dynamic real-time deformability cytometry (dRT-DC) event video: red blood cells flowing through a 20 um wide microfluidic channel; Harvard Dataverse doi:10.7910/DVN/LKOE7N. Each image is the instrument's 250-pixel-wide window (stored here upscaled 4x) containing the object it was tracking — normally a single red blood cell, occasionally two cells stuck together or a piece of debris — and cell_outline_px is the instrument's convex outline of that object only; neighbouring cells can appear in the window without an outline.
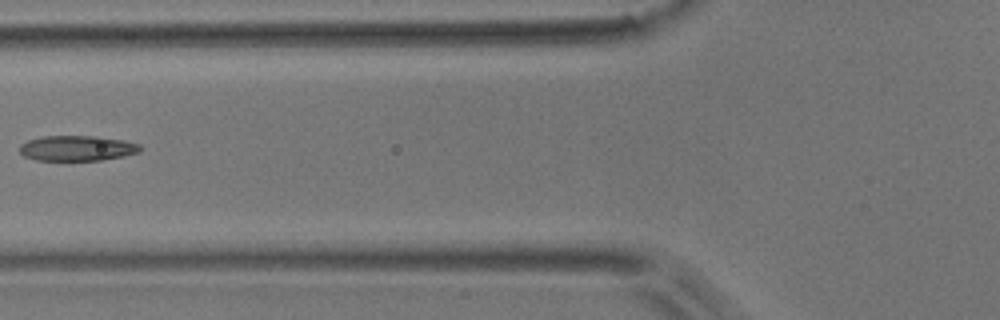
{"species": "common noctule bat (a hibernating species)", "species_latin": "Nyctalus noctula", "temperature_condition": "room temperature", "stored_images_in_passage": 7, "camera_frame_rate_fps": 3000, "um_per_image_px": 0.085, "animal": {"sex": "male", "body_mass_g": 17.9}, "frame": {"image": 1, "passage_image": 6, "time_ms": 1.667, "image_size_px": [1000, 320], "cell_outline_px": [[144, 148], [140, 152], [124, 156], [100, 160], [36, 160], [24, 156], [20, 152], [20, 144], [28, 140], [44, 136], [96, 136], [124, 140], [140, 144]], "centroid_in_image_um": [6.59, 12.59], "position_along_channel_um": 119.2, "area_um2": 17.86}}
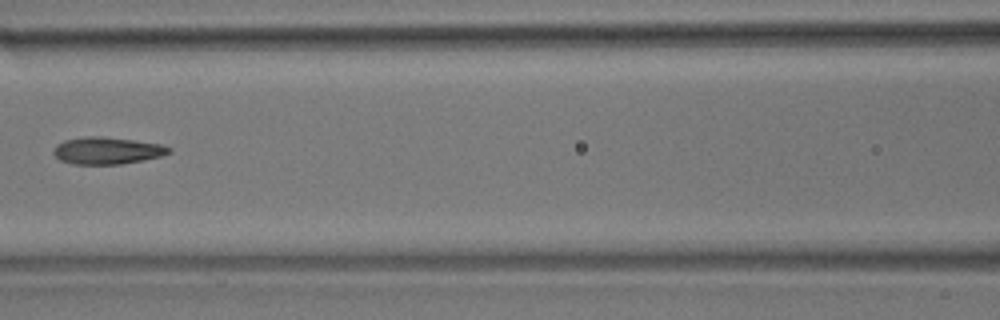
{"frame": {"image": 2, "passage_image": 7, "time_ms": 2.0, "image_size_px": [1000, 320], "cell_outline_px": [[172, 152], [160, 156], [120, 164], [72, 164], [60, 160], [52, 152], [56, 144], [64, 140], [84, 136], [100, 136], [132, 140], [160, 144], [172, 148]], "centroid_in_image_um": [9.06, 12.79], "position_along_channel_um": 157.5, "area_um2": 18.09}}